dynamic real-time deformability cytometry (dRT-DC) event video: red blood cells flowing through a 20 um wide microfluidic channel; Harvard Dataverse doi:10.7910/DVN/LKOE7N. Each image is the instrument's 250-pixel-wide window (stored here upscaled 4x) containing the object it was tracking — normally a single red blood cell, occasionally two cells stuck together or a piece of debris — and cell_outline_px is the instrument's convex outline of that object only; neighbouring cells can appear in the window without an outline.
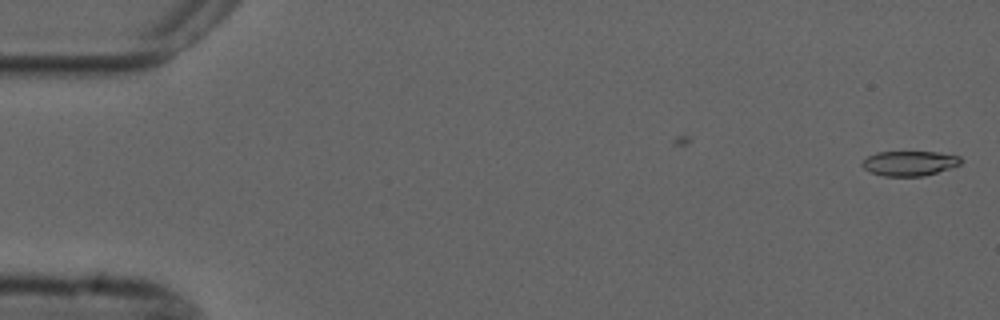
{"species": "common noctule bat (a hibernating species)", "species_latin": "Nyctalus noctula", "temperature_condition": "cold", "stored_images_in_passage": 2, "camera_frame_rate_fps": 3000, "um_per_image_px": 0.085, "animal": {"sex": "male", "forearm_length_mm": 52.5}, "frame": {"image": 1, "passage_image": 2, "time_ms": 1.0, "image_size_px": [1000, 320], "cell_outline_px": [[964, 160], [960, 164], [924, 176], [884, 176], [868, 172], [860, 164], [868, 156], [876, 152], [936, 152], [960, 156]], "centroid_in_image_um": [77.28, 13.88], "position_along_channel_um": 7.7, "area_um2": 14.28}}